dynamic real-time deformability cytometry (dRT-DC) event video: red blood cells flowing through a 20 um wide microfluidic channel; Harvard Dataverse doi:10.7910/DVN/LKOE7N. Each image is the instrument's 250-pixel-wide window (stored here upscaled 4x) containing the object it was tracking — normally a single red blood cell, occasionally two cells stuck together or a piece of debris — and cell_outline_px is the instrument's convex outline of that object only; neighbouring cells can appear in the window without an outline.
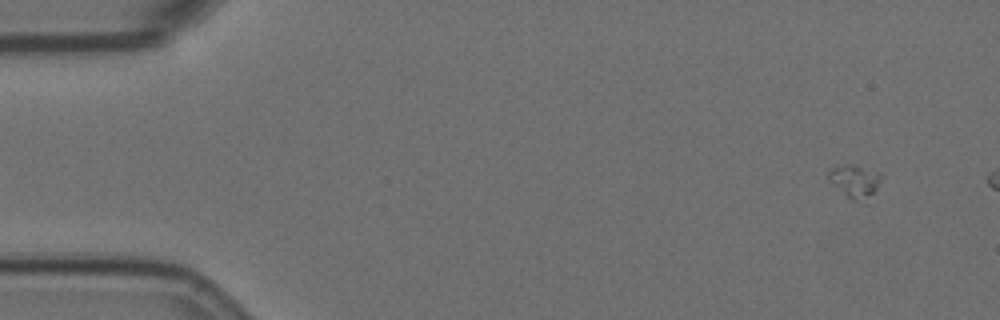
{"species": "Egyptian fruit bat (a non-hibernating species)", "species_latin": "Rousettus aegyptiacus", "temperature_condition": "room temperature", "stored_images_in_passage": 11, "segment_of_instrument_passage": [1, 2], "camera_frame_rate_fps": 3000, "um_per_image_px": 0.085, "animal": {"sex": "female"}, "frame": {"image": 1, "passage_image": 5, "time_ms": 1.333, "image_size_px": [1000, 320], "cell_outline_px": [[884, 176], [868, 204], [852, 200], [828, 180], [828, 176], [832, 168], [848, 164], [880, 172]], "centroid_in_image_um": [72.75, 15.46], "position_along_channel_um": 12.2, "area_um2": 10.23}}